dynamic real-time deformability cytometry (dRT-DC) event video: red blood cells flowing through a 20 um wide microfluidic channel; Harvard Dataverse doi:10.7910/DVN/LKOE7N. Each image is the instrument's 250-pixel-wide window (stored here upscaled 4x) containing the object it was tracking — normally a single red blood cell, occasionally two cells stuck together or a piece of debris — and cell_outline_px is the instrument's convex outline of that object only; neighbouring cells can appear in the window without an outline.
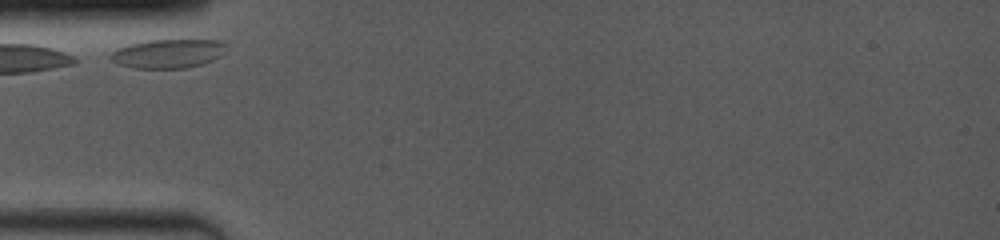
{"species": "common noctule bat (a hibernating species)", "species_latin": "Nyctalus noctula", "temperature_condition": "room temperature", "stored_images_in_passage": 20, "camera_frame_rate_fps": 4000, "um_per_image_px": 0.085, "animal": {"sex": "female", "body_mass_g": 19.0, "forearm_length_mm": 53.3}, "frame": {"image": 1, "passage_image": 1, "time_ms": 0.0, "image_size_px": [1000, 240], "cell_outline_px": [[224, 44], [220, 56], [212, 60], [200, 64], [184, 68], [132, 68], [120, 64], [112, 60], [108, 56], [116, 48], [128, 44], [148, 40], [216, 40]], "centroid_in_image_um": [14.19, 4.55], "position_along_channel_um": 70.8, "area_um2": 19.19}}